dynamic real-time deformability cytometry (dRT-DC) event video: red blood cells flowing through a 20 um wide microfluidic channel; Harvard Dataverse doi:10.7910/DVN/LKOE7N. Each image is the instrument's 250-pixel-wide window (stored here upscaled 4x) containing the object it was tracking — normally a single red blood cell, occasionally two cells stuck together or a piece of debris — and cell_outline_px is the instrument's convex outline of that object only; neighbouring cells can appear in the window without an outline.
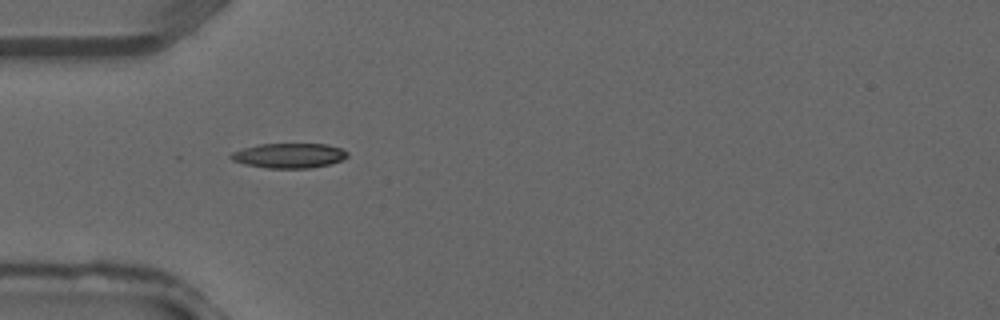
{"species": "common noctule bat (a hibernating species)", "species_latin": "Nyctalus noctula", "temperature_condition": "warm", "stored_images_in_passage": 37, "camera_frame_rate_fps": 3000, "um_per_image_px": 0.085, "animal": {"sex": "male", "forearm_length_mm": 52.5}, "frame": {"image": 1, "passage_image": 11, "time_ms": 3.333, "image_size_px": [1000, 320], "cell_outline_px": [[348, 156], [340, 160], [328, 164], [308, 168], [264, 168], [244, 164], [232, 160], [228, 156], [232, 152], [244, 148], [260, 144], [328, 144], [340, 148], [348, 152]], "centroid_in_image_um": [24.54, 13.22], "position_along_channel_um": 60.5, "area_um2": 16.76}}
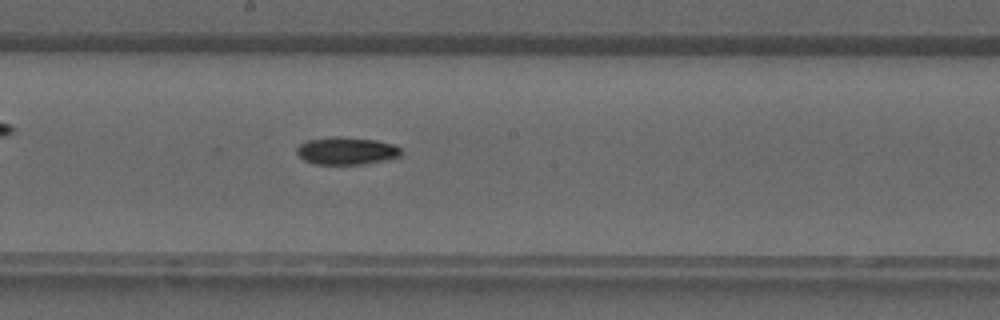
{"frame": {"image": 2, "passage_image": 20, "time_ms": 6.333, "image_size_px": [1000, 320], "cell_outline_px": [[404, 152], [400, 156], [392, 160], [364, 164], [316, 164], [304, 160], [296, 152], [296, 148], [300, 144], [308, 140], [332, 136], [340, 136], [376, 140], [392, 144], [400, 148]], "centroid_in_image_um": [29.5, 12.82], "position_along_channel_um": 218.7, "area_um2": 16.99}}
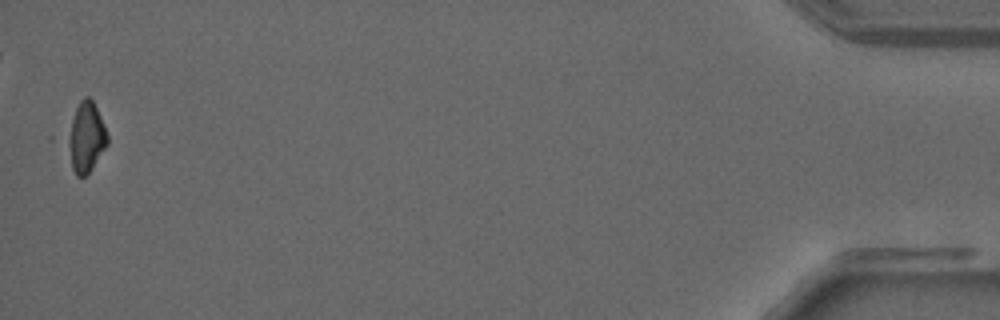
{"frame": {"image": 3, "passage_image": 37, "time_ms": 12.0, "image_size_px": [1000, 320], "cell_outline_px": [[108, 144], [92, 168], [84, 176], [76, 176], [72, 168], [64, 140], [64, 136], [76, 108], [80, 100], [84, 96], [88, 96], [92, 100], [104, 124], [108, 136]], "centroid_in_image_um": [7.26, 11.67], "position_along_channel_um": 427.9, "area_um2": 16.53}}